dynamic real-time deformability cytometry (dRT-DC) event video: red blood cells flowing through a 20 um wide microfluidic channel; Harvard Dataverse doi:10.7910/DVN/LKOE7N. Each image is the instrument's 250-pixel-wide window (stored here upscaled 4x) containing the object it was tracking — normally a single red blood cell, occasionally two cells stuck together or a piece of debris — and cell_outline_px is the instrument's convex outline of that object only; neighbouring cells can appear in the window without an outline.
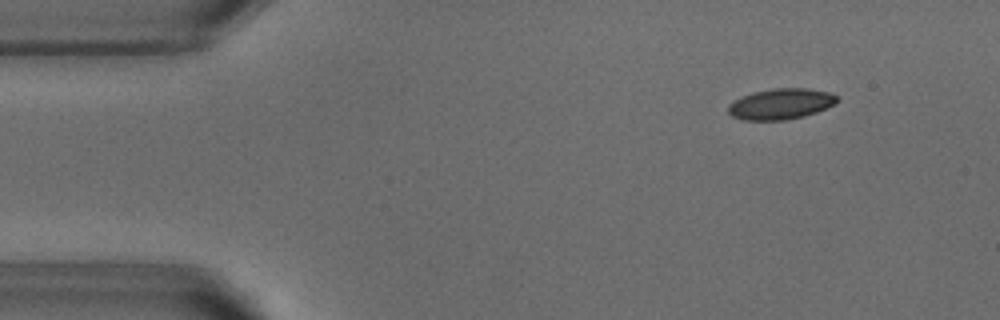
{"species": "common noctule bat (a hibernating species)", "species_latin": "Nyctalus noctula", "temperature_condition": "warm", "stored_images_in_passage": 48, "camera_frame_rate_fps": 3000, "um_per_image_px": 0.085, "animal": {"sex": "male", "body_mass_g": 18.8}, "frame": {"image": 1, "passage_image": 1, "time_ms": 0.0, "image_size_px": [1000, 320], "cell_outline_px": [[836, 104], [816, 112], [804, 116], [788, 120], [744, 120], [732, 116], [728, 112], [728, 104], [752, 92], [772, 88], [808, 88], [828, 92], [836, 96]], "centroid_in_image_um": [66.36, 8.84], "position_along_channel_um": 18.6, "area_um2": 19.48}}
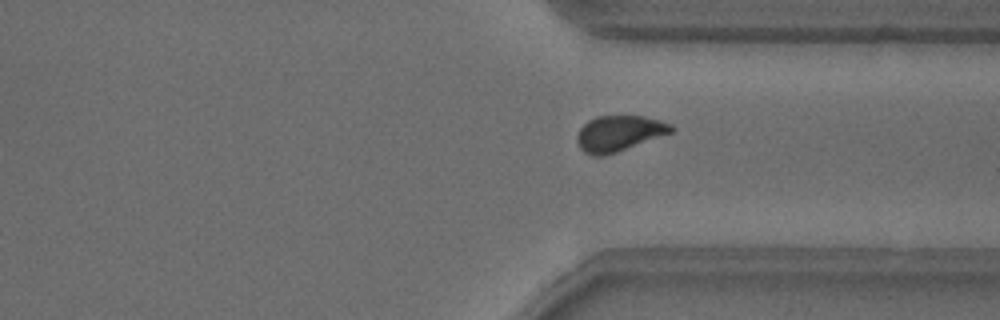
{"frame": {"image": 2, "passage_image": 34, "time_ms": 11.0, "image_size_px": [1000, 320], "cell_outline_px": [[676, 128], [672, 132], [616, 152], [604, 156], [592, 156], [584, 152], [580, 148], [576, 140], [576, 136], [580, 128], [588, 120], [596, 116], [644, 116], [660, 120], [672, 124]], "centroid_in_image_um": [52.6, 11.33], "position_along_channel_um": 358.8, "area_um2": 19.59}}
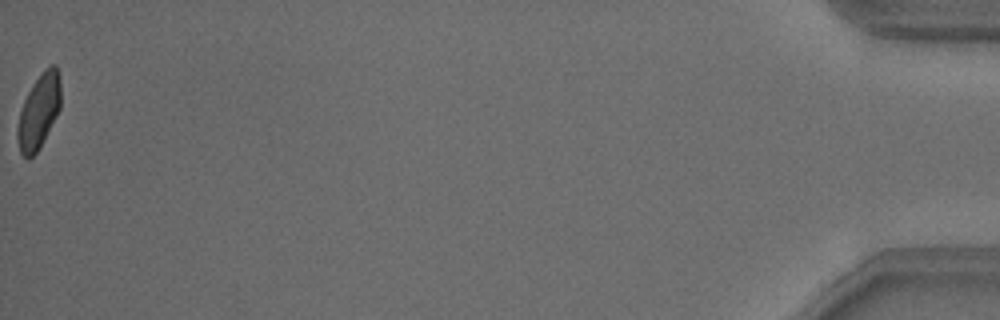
{"frame": {"image": 3, "passage_image": 48, "time_ms": 15.667, "image_size_px": [1000, 320], "cell_outline_px": [[60, 108], [40, 148], [28, 160], [20, 152], [16, 136], [16, 128], [20, 112], [24, 100], [32, 84], [44, 68], [52, 64], [56, 64], [60, 76]], "centroid_in_image_um": [3.3, 9.45], "position_along_channel_um": 431.9, "area_um2": 18.9}, "authors_computed_cell_mechanics": {"area_um2": 19.7098, "velocity_mm_per_s": 3.8057, "shape_relaxation_time_tau1_ms": 3.5113, "shape_relaxation_time_tau2_ms": null, "deformation_change_tau1": 0.123, "deformation_change_tau2": null}}